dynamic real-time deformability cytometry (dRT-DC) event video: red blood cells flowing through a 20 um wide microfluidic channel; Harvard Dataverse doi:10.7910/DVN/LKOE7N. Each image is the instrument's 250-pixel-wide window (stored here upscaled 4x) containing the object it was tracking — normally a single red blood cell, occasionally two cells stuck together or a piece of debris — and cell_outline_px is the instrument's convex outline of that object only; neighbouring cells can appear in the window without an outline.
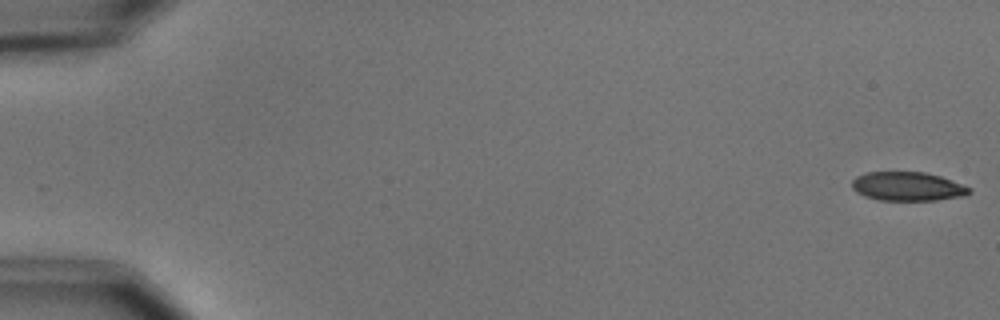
{"species": "common noctule bat (a hibernating species)", "species_latin": "Nyctalus noctula", "temperature_condition": "cold", "stored_images_in_passage": 8, "camera_frame_rate_fps": 3000, "um_per_image_px": 0.085, "animal": {"sex": "male", "body_mass_g": 15.6}, "frame": {"image": 1, "passage_image": 1, "time_ms": 0.0, "image_size_px": [1000, 320], "cell_outline_px": [[972, 192], [964, 196], [936, 200], [880, 200], [864, 196], [856, 192], [852, 188], [852, 180], [856, 176], [868, 172], [924, 172], [940, 176], [972, 188]], "centroid_in_image_um": [77.14, 15.85], "position_along_channel_um": 7.9, "area_um2": 19.77}}
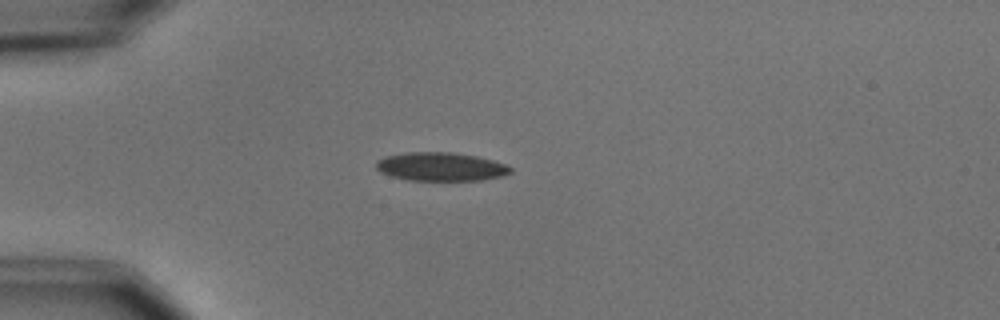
{"frame": {"image": 2, "passage_image": 5, "time_ms": 4.667, "image_size_px": [1000, 320], "cell_outline_px": [[512, 172], [504, 176], [480, 180], [408, 180], [392, 176], [380, 172], [376, 168], [376, 160], [384, 156], [408, 152], [452, 152], [476, 156], [492, 160], [504, 164], [512, 168]], "centroid_in_image_um": [37.45, 14.16], "position_along_channel_um": 47.5, "area_um2": 22.37}}
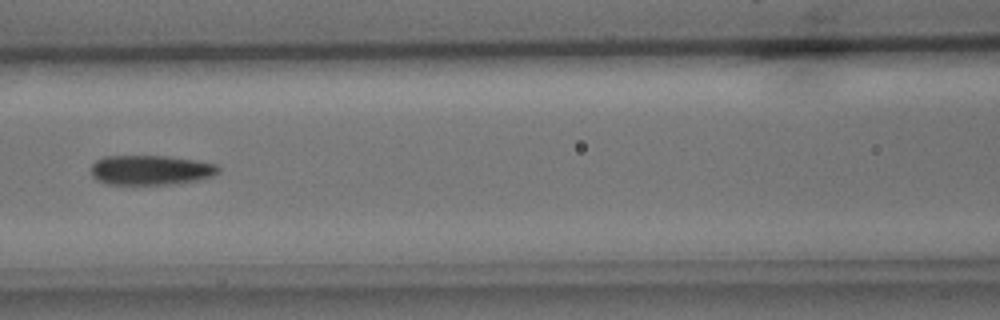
{"frame": {"image": 3, "passage_image": 8, "time_ms": 8.0, "image_size_px": [1000, 320], "cell_outline_px": [[220, 172], [212, 176], [196, 180], [172, 184], [104, 184], [96, 180], [92, 176], [92, 164], [96, 160], [104, 156], [168, 156], [196, 160], [216, 164], [220, 168]], "centroid_in_image_um": [12.8, 14.45], "position_along_channel_um": 153.8, "area_um2": 22.14}}